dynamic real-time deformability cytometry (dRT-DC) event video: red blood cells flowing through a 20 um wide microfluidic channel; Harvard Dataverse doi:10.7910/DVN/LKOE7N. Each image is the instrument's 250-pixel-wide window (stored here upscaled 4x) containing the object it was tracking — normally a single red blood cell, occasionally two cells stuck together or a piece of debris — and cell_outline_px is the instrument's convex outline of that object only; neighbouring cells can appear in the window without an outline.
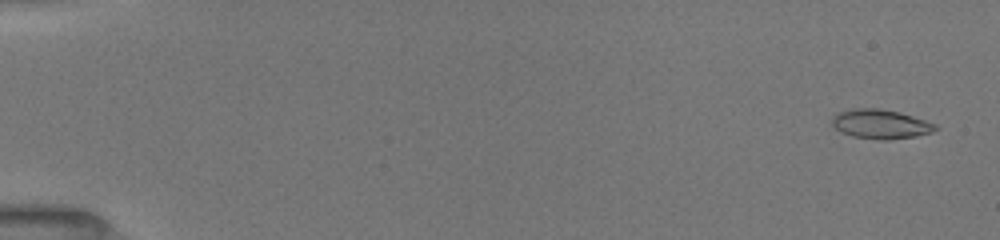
{"species": "common noctule bat (a hibernating species)", "species_latin": "Nyctalus noctula", "temperature_condition": "room temperature", "stored_images_in_passage": 45, "camera_frame_rate_fps": 3000, "um_per_image_px": 0.085, "animal": {"sex": "female", "body_mass_g": 19.5, "forearm_length_mm": 54.1}, "frame": {"image": 1, "passage_image": 2, "time_ms": 0.333, "image_size_px": [1000, 240], "cell_outline_px": [[940, 128], [932, 132], [916, 136], [888, 140], [884, 140], [852, 136], [840, 132], [832, 124], [832, 116], [836, 112], [852, 108], [880, 108], [900, 112], [936, 124]], "centroid_in_image_um": [74.83, 10.54], "position_along_channel_um": 10.2, "area_um2": 17.8}}
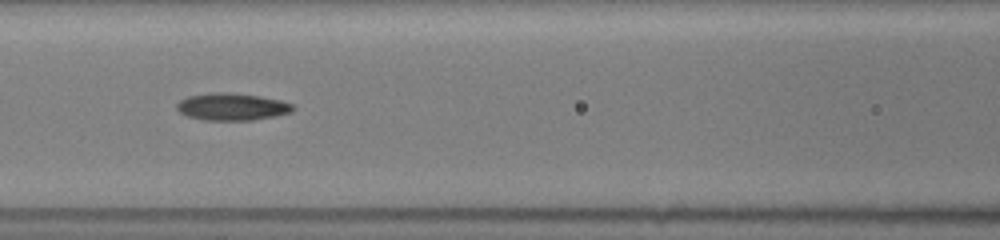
{"frame": {"image": 2, "passage_image": 21, "time_ms": 7.667, "image_size_px": [1000, 240], "cell_outline_px": [[296, 108], [292, 112], [276, 116], [252, 120], [204, 120], [188, 116], [180, 112], [176, 108], [176, 104], [180, 100], [188, 96], [208, 92], [228, 92], [260, 96], [280, 100], [292, 104]], "centroid_in_image_um": [19.72, 9.07], "position_along_channel_um": 146.9, "area_um2": 18.55}}
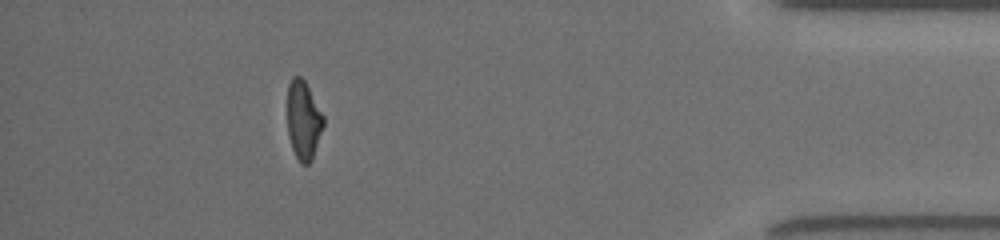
{"frame": {"image": 3, "passage_image": 40, "time_ms": 15.333, "image_size_px": [1000, 240], "cell_outline_px": [[324, 124], [312, 160], [308, 164], [300, 164], [292, 148], [288, 136], [288, 84], [292, 76], [300, 76], [304, 80], [324, 116]], "centroid_in_image_um": [25.79, 10.23], "position_along_channel_um": 409.4, "area_um2": 16.47}, "authors_computed_cell_mechanics": {"area_um2": 17.4556, "velocity_mm_per_s": 4.0149, "shape_relaxation_time_tau1_ms": 7.1806, "shape_relaxation_time_tau2_ms": 2.7464, "deformation_change_tau1": 0.2128, "deformation_change_tau2": 0.0882}}